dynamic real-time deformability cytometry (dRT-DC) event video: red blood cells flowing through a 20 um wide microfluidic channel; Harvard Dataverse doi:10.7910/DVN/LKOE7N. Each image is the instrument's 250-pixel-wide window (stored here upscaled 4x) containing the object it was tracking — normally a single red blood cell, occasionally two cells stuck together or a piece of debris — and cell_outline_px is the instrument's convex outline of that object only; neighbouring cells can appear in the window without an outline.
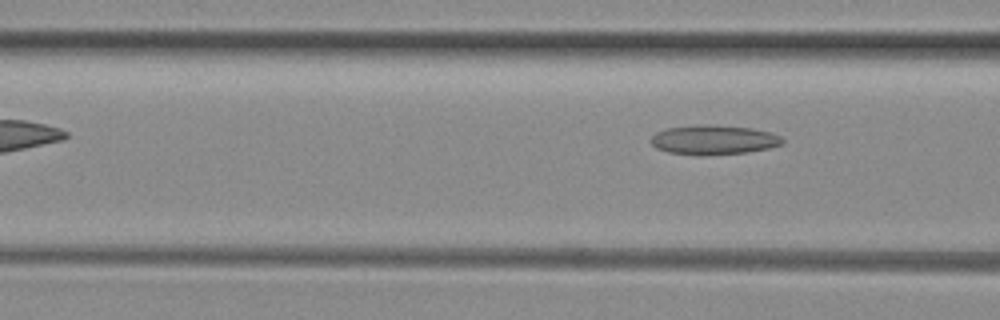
{"species": "common noctule bat (a hibernating species)", "species_latin": "Nyctalus noctula", "temperature_condition": "room temperature", "stored_images_in_passage": 4, "camera_frame_rate_fps": 3000, "um_per_image_px": 0.085, "animal": {"sex": "female", "body_mass_g": 29.2, "forearm_length_mm": 56.3}, "frame": {"image": 1, "passage_image": 4, "time_ms": 1.0, "image_size_px": [1000, 320], "cell_outline_px": [[784, 144], [768, 148], [748, 152], [704, 156], [696, 156], [668, 152], [656, 148], [652, 144], [652, 136], [656, 132], [668, 128], [700, 124], [752, 128], [772, 132], [780, 136], [784, 140]], "centroid_in_image_um": [60.68, 11.9], "position_along_channel_um": 105.9, "area_um2": 22.77}}